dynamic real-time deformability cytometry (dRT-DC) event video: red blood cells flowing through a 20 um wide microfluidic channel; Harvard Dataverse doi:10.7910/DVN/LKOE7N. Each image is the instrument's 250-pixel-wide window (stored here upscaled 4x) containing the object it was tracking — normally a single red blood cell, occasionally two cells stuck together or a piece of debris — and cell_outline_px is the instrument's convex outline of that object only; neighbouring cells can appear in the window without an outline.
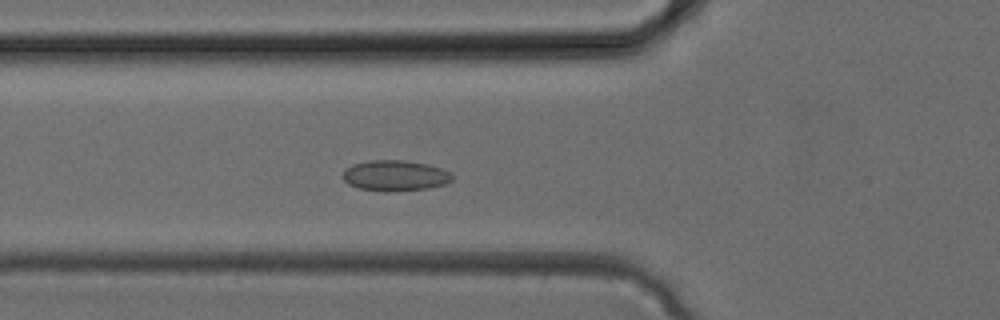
{"species": "common noctule bat (a hibernating species)", "species_latin": "Nyctalus noctula", "temperature_condition": "cold", "stored_images_in_passage": 27, "camera_frame_rate_fps": 3000, "um_per_image_px": 0.085, "animal": {"sex": "female", "body_mass_g": 24.6, "forearm_length_mm": 56.2}, "frame": {"image": 1, "passage_image": 5, "time_ms": 1.333, "image_size_px": [1000, 320], "cell_outline_px": [[452, 180], [444, 184], [428, 188], [388, 192], [384, 192], [356, 188], [348, 184], [344, 180], [344, 172], [352, 164], [368, 160], [404, 160], [428, 164], [452, 172]], "centroid_in_image_um": [33.58, 14.93], "position_along_channel_um": 92.2, "area_um2": 19.65}}
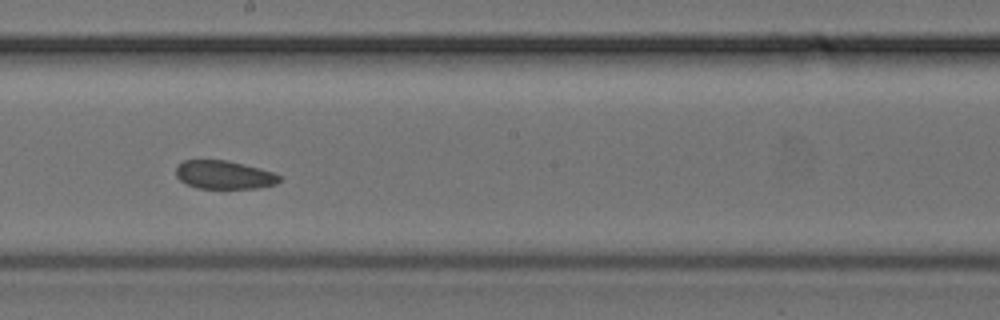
{"frame": {"image": 2, "passage_image": 12, "time_ms": 3.667, "image_size_px": [1000, 320], "cell_outline_px": [[280, 180], [276, 184], [256, 188], [200, 188], [188, 184], [180, 180], [176, 176], [176, 168], [184, 160], [228, 160], [260, 168], [272, 172], [280, 176]], "centroid_in_image_um": [19.05, 14.85], "position_along_channel_um": 229.1, "area_um2": 16.94}}
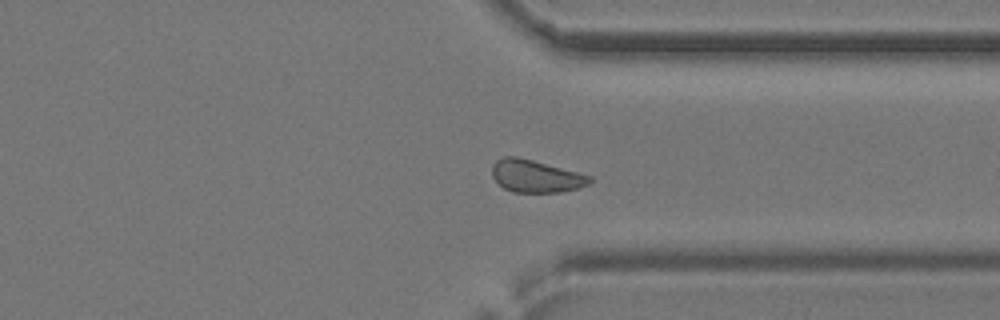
{"frame": {"image": 3, "passage_image": 19, "time_ms": 6.0, "image_size_px": [1000, 320], "cell_outline_px": [[592, 180], [588, 184], [576, 188], [560, 192], [512, 192], [504, 188], [492, 176], [492, 164], [496, 160], [504, 156], [516, 156], [532, 160], [592, 176]], "centroid_in_image_um": [45.51, 14.97], "position_along_channel_um": 365.9, "area_um2": 18.26}}